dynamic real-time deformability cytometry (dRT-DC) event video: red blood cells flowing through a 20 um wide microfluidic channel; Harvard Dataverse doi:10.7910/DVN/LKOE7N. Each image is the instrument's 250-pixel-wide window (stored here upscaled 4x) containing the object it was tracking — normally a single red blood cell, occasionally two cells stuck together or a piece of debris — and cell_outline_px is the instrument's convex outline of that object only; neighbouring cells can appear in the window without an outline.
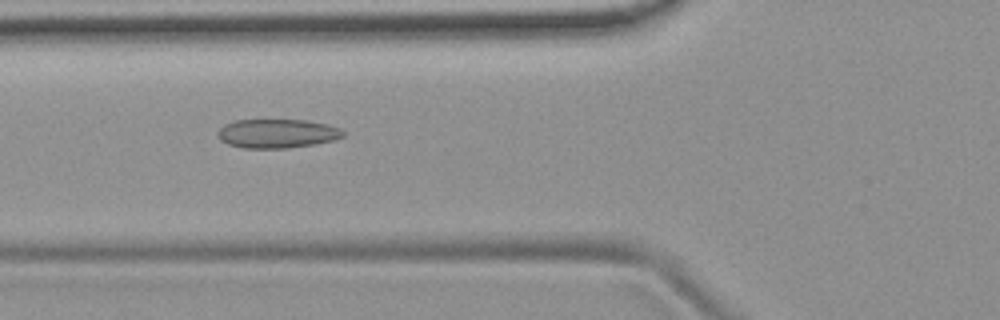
{"species": "common noctule bat (a hibernating species)", "species_latin": "Nyctalus noctula", "temperature_condition": "room temperature", "stored_images_in_passage": 41, "camera_frame_rate_fps": 3000, "um_per_image_px": 0.085, "animal": {"sex": "female", "body_mass_g": 19.9}, "frame": {"image": 1, "passage_image": 8, "time_ms": 2.333, "image_size_px": [1000, 320], "cell_outline_px": [[344, 136], [332, 140], [312, 144], [288, 148], [244, 148], [228, 144], [220, 140], [216, 132], [224, 124], [236, 120], [304, 120], [324, 124], [340, 128], [344, 132]], "centroid_in_image_um": [23.51, 11.35], "position_along_channel_um": 102.3, "area_um2": 20.98}}
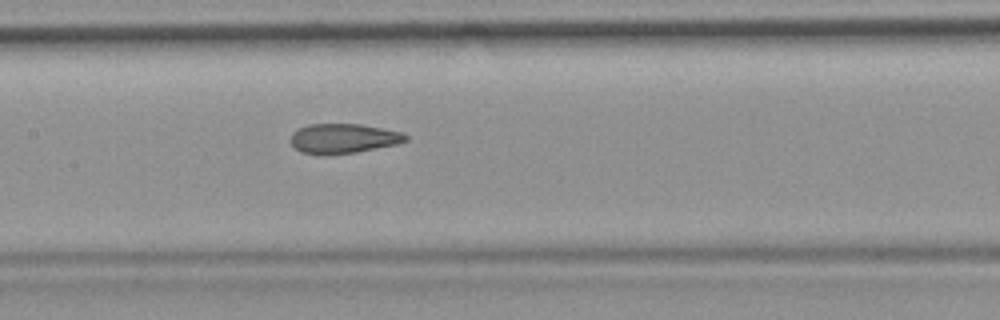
{"frame": {"image": 2, "passage_image": 14, "time_ms": 4.333, "image_size_px": [1000, 320], "cell_outline_px": [[408, 140], [396, 144], [356, 152], [328, 156], [320, 156], [300, 152], [292, 144], [292, 132], [308, 124], [360, 124], [404, 132], [408, 136]], "centroid_in_image_um": [29.18, 11.79], "position_along_channel_um": 178.2, "area_um2": 20.11}}
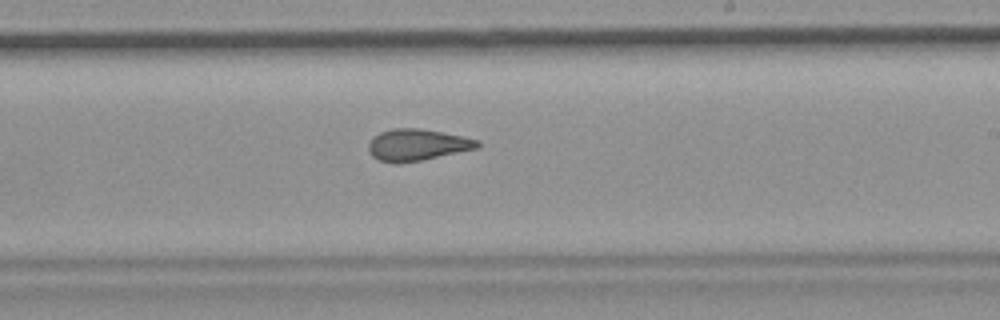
{"frame": {"image": 3, "passage_image": 20, "time_ms": 6.333, "image_size_px": [1000, 320], "cell_outline_px": [[480, 148], [400, 164], [396, 164], [380, 160], [372, 156], [368, 152], [368, 144], [372, 136], [380, 132], [392, 128], [420, 128], [464, 136], [480, 140]], "centroid_in_image_um": [35.45, 12.31], "position_along_channel_um": 253.5, "area_um2": 20.35}, "authors_computed_cell_mechanics": {"area_um2": 20.5768, "velocity_mm_per_s": 3.787, "shape_relaxation_time_tau1_ms": null, "shape_relaxation_time_tau2_ms": 1.7445, "deformation_change_tau1": null, "deformation_change_tau2": 0.0957}}